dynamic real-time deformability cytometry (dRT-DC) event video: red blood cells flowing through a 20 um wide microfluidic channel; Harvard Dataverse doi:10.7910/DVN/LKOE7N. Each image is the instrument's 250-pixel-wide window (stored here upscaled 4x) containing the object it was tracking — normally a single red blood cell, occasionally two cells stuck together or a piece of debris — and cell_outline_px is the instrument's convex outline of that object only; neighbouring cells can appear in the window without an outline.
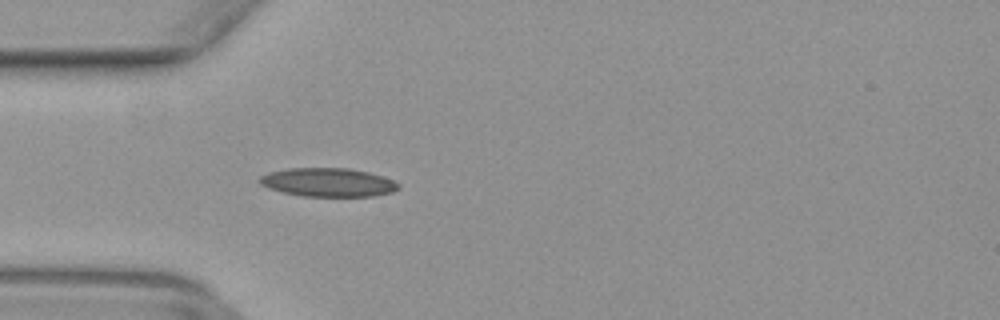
{"species": "common noctule bat (a hibernating species)", "species_latin": "Nyctalus noctula", "temperature_condition": "warm", "stored_images_in_passage": 34, "camera_frame_rate_fps": 3000, "um_per_image_px": 0.085, "animal": {"sex": "female", "body_mass_g": 29.2, "forearm_length_mm": 56.3}, "frame": {"image": 1, "passage_image": 8, "time_ms": 2.333, "image_size_px": [1000, 320], "cell_outline_px": [[400, 188], [392, 192], [372, 196], [304, 196], [284, 192], [268, 188], [260, 184], [260, 176], [268, 172], [288, 168], [348, 168], [368, 172], [384, 176], [400, 184]], "centroid_in_image_um": [27.9, 15.49], "position_along_channel_um": 57.1, "area_um2": 23.12}}
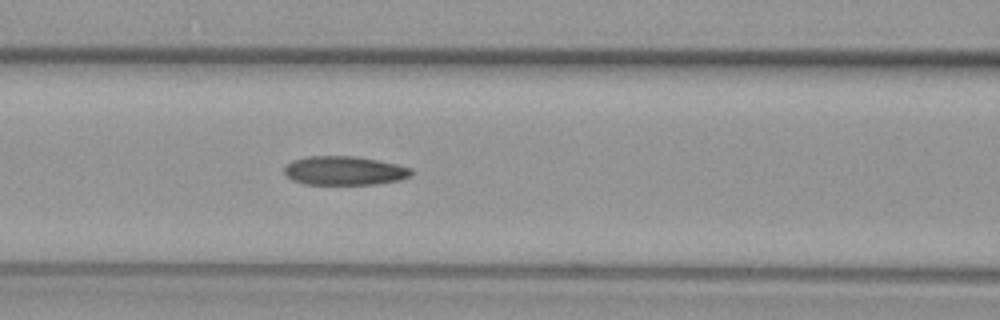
{"frame": {"image": 2, "passage_image": 14, "time_ms": 4.333, "image_size_px": [1000, 320], "cell_outline_px": [[412, 176], [400, 180], [376, 184], [304, 184], [292, 180], [284, 172], [284, 168], [292, 160], [308, 156], [352, 156], [376, 160], [396, 164], [412, 168]], "centroid_in_image_um": [29.28, 14.51], "position_along_channel_um": 137.3, "area_um2": 21.33}}
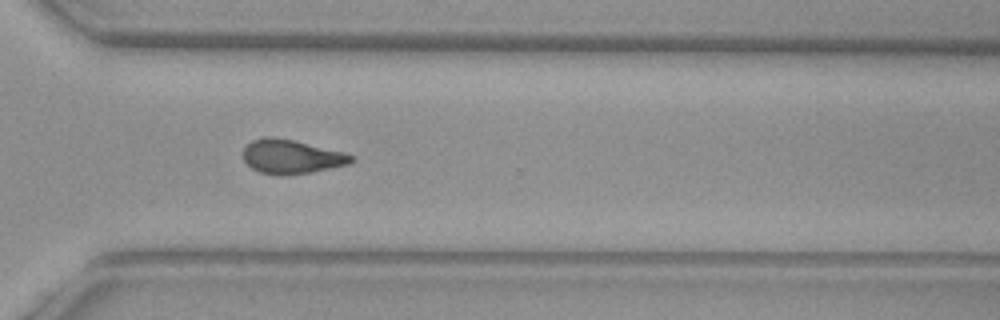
{"frame": {"image": 3, "passage_image": 29, "time_ms": 9.333, "image_size_px": [1000, 320], "cell_outline_px": [[356, 160], [348, 164], [312, 172], [284, 176], [276, 176], [260, 172], [252, 168], [244, 160], [244, 148], [252, 140], [264, 136], [272, 136], [292, 140], [344, 152], [352, 156]], "centroid_in_image_um": [24.76, 13.33], "position_along_channel_um": 345.8, "area_um2": 21.44}}